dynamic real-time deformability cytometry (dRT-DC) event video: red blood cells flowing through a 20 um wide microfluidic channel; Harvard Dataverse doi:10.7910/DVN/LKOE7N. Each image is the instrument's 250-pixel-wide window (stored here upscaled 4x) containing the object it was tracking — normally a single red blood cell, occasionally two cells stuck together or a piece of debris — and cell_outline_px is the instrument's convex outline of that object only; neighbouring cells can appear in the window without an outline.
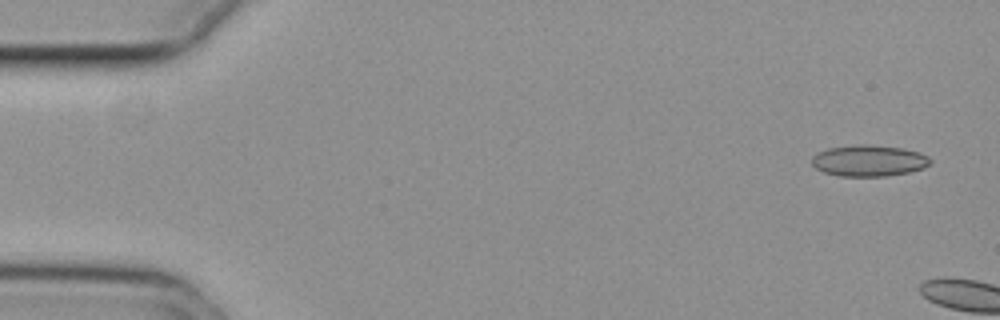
{"species": "common noctule bat (a hibernating species)", "species_latin": "Nyctalus noctula", "temperature_condition": "cold", "stored_images_in_passage": 4, "camera_frame_rate_fps": 3000, "um_per_image_px": 0.085, "animal": {"sex": "female", "body_mass_g": 29.2, "forearm_length_mm": 56.3}, "frame": {"image": 1, "passage_image": 1, "time_ms": 0.0, "image_size_px": [1000, 320], "cell_outline_px": [[932, 160], [924, 168], [908, 172], [884, 176], [840, 176], [824, 172], [816, 168], [812, 164], [812, 156], [816, 152], [828, 148], [860, 144], [868, 144], [904, 148], [920, 152], [928, 156]], "centroid_in_image_um": [73.85, 13.64], "position_along_channel_um": 11.2, "area_um2": 21.68}}